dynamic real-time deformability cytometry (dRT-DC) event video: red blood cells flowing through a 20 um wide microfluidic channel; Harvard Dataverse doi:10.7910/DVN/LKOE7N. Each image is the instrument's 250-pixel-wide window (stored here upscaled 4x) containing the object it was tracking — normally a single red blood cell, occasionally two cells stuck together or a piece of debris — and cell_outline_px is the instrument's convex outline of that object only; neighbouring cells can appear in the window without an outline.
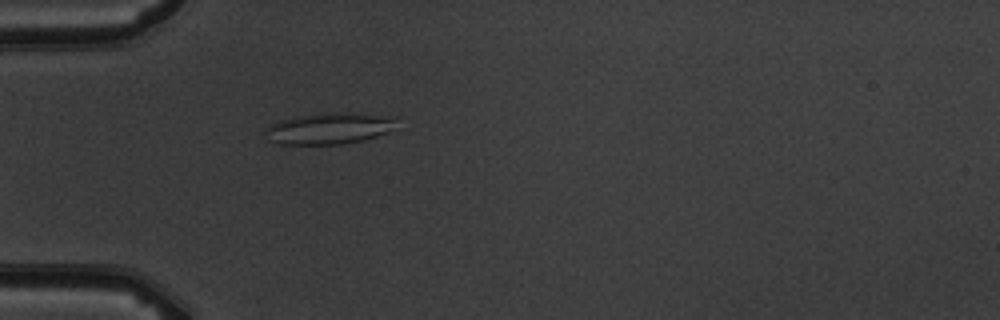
{"species": "common noctule bat (a hibernating species)", "species_latin": "Nyctalus noctula", "temperature_condition": "warm", "stored_images_in_passage": 3, "camera_frame_rate_fps": 3000, "um_per_image_px": 0.085, "animal": {"sex": "male", "body_mass_g": 19.5, "forearm_length_mm": 54.6}, "frame": {"image": 1, "passage_image": 3, "time_ms": 2.333, "image_size_px": [1000, 320], "cell_outline_px": [[400, 116], [384, 132], [376, 136], [364, 140], [344, 144], [280, 144], [268, 140], [264, 132], [272, 124], [284, 120], [300, 116], [328, 112], [348, 112]], "centroid_in_image_um": [27.99, 10.91], "position_along_channel_um": 57.0, "area_um2": 23.7}}